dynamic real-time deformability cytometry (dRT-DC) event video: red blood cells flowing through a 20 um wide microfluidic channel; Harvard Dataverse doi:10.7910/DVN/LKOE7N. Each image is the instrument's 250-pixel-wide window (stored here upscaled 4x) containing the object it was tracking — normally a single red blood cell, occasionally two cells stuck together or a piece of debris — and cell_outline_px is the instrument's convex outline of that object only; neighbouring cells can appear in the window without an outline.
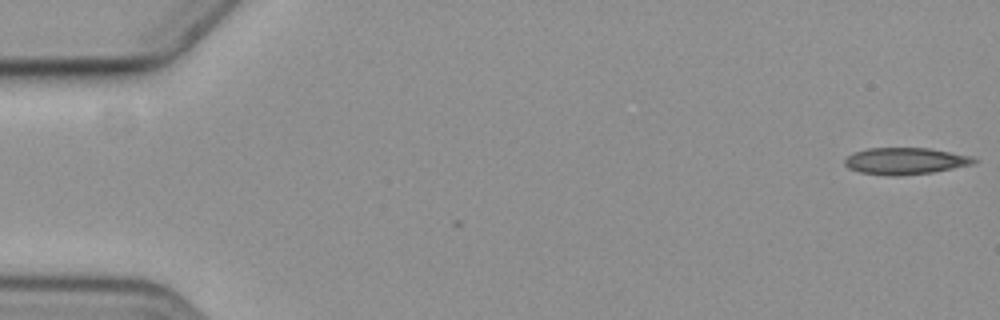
{"species": "common noctule bat (a hibernating species)", "species_latin": "Nyctalus noctula", "temperature_condition": "cold", "stored_images_in_passage": 2, "camera_frame_rate_fps": 3000, "um_per_image_px": 0.085, "animal": {"sex": "female", "body_mass_g": 19.3, "forearm_length_mm": 54.1}, "frame": {"image": 1, "passage_image": 2, "time_ms": 0.333, "image_size_px": [1000, 320], "cell_outline_px": [[976, 160], [972, 164], [932, 172], [900, 176], [888, 176], [860, 172], [848, 168], [844, 164], [844, 160], [852, 152], [868, 148], [928, 148], [968, 156]], "centroid_in_image_um": [76.85, 13.69], "position_along_channel_um": 8.2, "area_um2": 19.88}}